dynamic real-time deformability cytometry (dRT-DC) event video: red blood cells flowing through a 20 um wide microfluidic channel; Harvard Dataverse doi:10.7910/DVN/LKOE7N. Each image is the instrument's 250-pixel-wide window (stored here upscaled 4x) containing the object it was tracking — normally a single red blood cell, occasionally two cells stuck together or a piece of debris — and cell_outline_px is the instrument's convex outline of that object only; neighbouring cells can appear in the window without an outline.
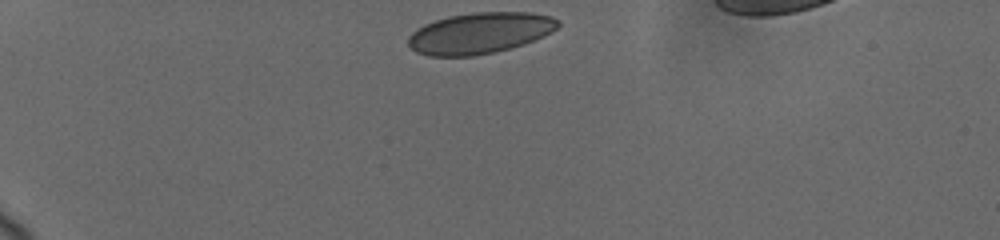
{"species": "human", "species_latin": "Homo sapiens", "temperature_condition": "cold", "stored_images_in_passage": 10, "camera_frame_rate_fps": 3000, "um_per_image_px": 0.085, "donor": {"sex": "female"}, "frame": {"image": 1, "passage_image": 1, "time_ms": 0.0, "image_size_px": [1000, 240], "cell_outline_px": [[560, 24], [552, 32], [544, 36], [524, 44], [492, 52], [472, 56], [428, 56], [416, 52], [408, 44], [408, 36], [416, 28], [424, 24], [448, 16], [472, 12], [528, 12], [552, 16], [560, 20]], "centroid_in_image_um": [40.78, 2.8], "position_along_channel_um": 44.2, "area_um2": 35.95}}